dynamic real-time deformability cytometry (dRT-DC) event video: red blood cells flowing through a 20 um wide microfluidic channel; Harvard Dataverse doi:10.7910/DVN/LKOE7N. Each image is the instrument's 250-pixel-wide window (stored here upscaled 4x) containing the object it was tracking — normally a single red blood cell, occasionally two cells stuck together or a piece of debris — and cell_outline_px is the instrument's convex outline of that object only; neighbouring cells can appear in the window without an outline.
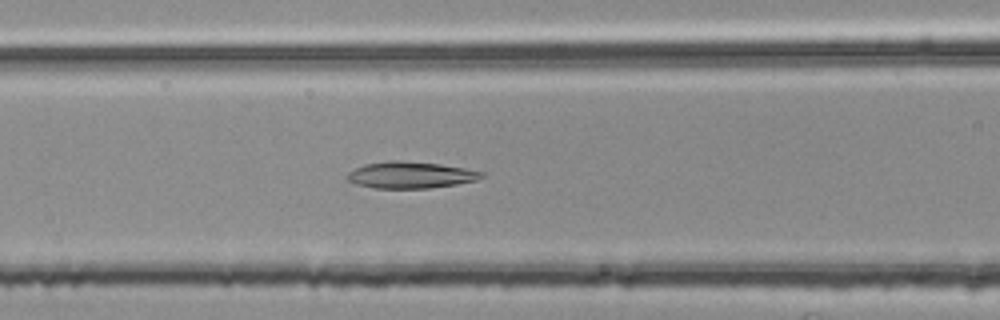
{"species": "common noctule bat (a hibernating species)", "species_latin": "Nyctalus noctula", "temperature_condition": "room temperature", "stored_images_in_passage": 37, "camera_frame_rate_fps": 3000, "um_per_image_px": 0.085, "animal": {"sex": "female", "body_mass_g": 25.1}, "frame": {"image": 1, "passage_image": 15, "time_ms": 4.667, "image_size_px": [1000, 320], "cell_outline_px": [[484, 176], [476, 180], [456, 184], [428, 188], [376, 188], [356, 184], [348, 180], [348, 172], [364, 164], [388, 160], [396, 160], [440, 164], [464, 168], [484, 172]], "centroid_in_image_um": [34.89, 14.87], "position_along_channel_um": 131.7, "area_um2": 20.63}}
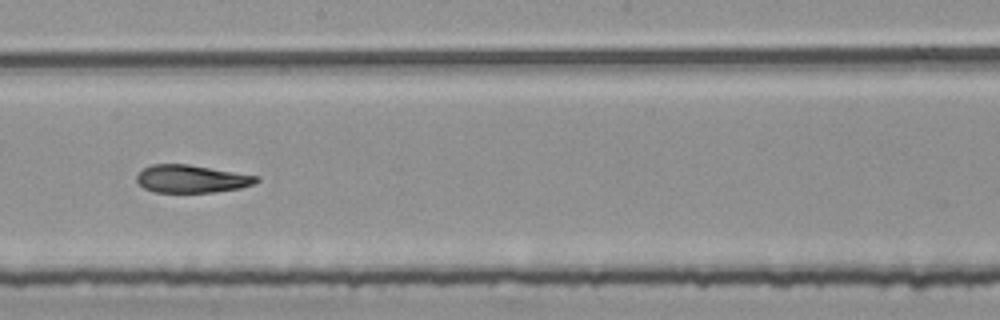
{"frame": {"image": 2, "passage_image": 23, "time_ms": 7.333, "image_size_px": [1000, 320], "cell_outline_px": [[260, 180], [252, 184], [240, 188], [212, 192], [152, 192], [144, 188], [136, 180], [136, 176], [144, 168], [152, 164], [188, 164], [260, 176]], "centroid_in_image_um": [16.28, 15.2], "position_along_channel_um": 231.9, "area_um2": 19.31}}
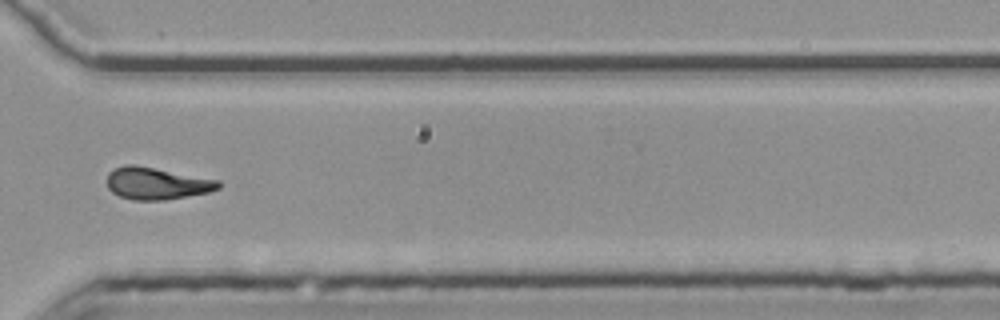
{"frame": {"image": 3, "passage_image": 33, "time_ms": 10.667, "image_size_px": [1000, 320], "cell_outline_px": [[220, 188], [208, 192], [164, 200], [132, 200], [120, 196], [112, 192], [108, 188], [108, 172], [124, 164], [136, 164], [220, 180]], "centroid_in_image_um": [13.31, 15.58], "position_along_channel_um": 357.3, "area_um2": 20.87}, "authors_computed_cell_mechanics": {"area_um2": 20.6346, "velocity_mm_per_s": 3.7654, "shape_relaxation_time_tau1_ms": null, "shape_relaxation_time_tau2_ms": 3.6816, "deformation_change_tau1": null, "deformation_change_tau2": 0.1161}}